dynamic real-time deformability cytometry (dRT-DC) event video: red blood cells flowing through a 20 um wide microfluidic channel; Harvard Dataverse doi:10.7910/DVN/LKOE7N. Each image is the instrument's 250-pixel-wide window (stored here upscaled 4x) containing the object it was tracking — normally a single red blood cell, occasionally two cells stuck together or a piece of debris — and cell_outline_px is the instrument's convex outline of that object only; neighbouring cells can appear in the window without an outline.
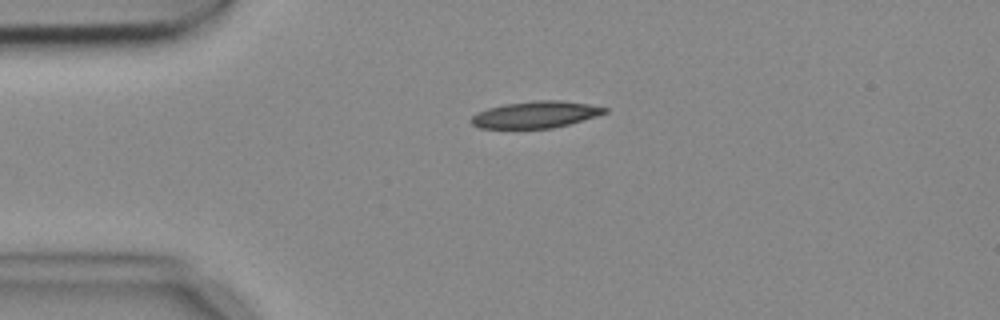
{"species": "common noctule bat (a hibernating species)", "species_latin": "Nyctalus noctula", "temperature_condition": "cold", "stored_images_in_passage": 6, "camera_frame_rate_fps": 3000, "um_per_image_px": 0.085, "animal": {"sex": "female", "body_mass_g": 18.4}, "frame": {"image": 1, "passage_image": 4, "time_ms": 1.0, "image_size_px": [1000, 320], "cell_outline_px": [[608, 112], [596, 116], [568, 124], [552, 128], [480, 128], [472, 124], [468, 120], [476, 112], [488, 108], [504, 104], [536, 100], [564, 100], [588, 104], [608, 108]], "centroid_in_image_um": [45.5, 9.73], "position_along_channel_um": 39.5, "area_um2": 20.81}}